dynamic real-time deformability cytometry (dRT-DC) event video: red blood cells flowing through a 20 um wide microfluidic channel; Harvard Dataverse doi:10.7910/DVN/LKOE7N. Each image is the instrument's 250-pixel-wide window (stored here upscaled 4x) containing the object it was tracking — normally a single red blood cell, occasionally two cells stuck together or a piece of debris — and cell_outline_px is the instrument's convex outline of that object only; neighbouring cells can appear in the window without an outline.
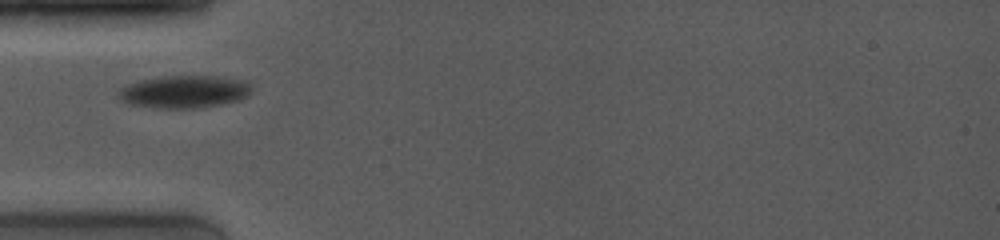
{"species": "common noctule bat (a hibernating species)", "species_latin": "Nyctalus noctula", "temperature_condition": "room temperature", "stored_images_in_passage": 34, "camera_frame_rate_fps": 4000, "um_per_image_px": 0.085, "animal": {"sex": "female", "body_mass_g": 19.0, "forearm_length_mm": 53.3}, "frame": {"image": 1, "passage_image": 1, "time_ms": 0.0, "image_size_px": [1000, 240], "cell_outline_px": [[252, 92], [248, 96], [240, 100], [220, 104], [196, 108], [160, 108], [128, 104], [120, 100], [116, 96], [120, 88], [128, 84], [140, 80], [164, 76], [212, 76], [244, 80], [252, 88]], "centroid_in_image_um": [15.64, 7.8], "position_along_channel_um": 69.4, "area_um2": 25.32}}
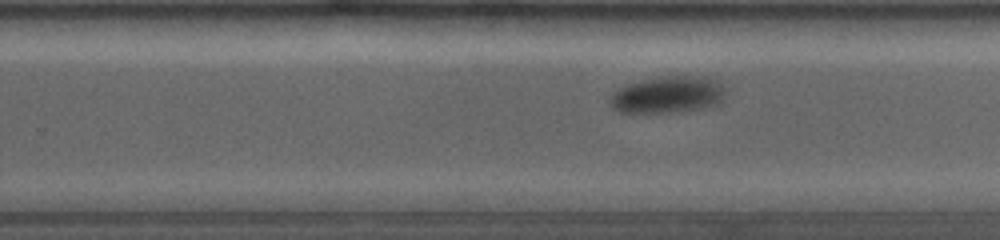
{"frame": {"image": 2, "passage_image": 19, "time_ms": 5.5, "image_size_px": [1000, 240], "cell_outline_px": [[728, 88], [720, 104], [680, 112], [620, 112], [612, 108], [608, 100], [620, 88], [628, 84], [644, 80], [664, 76], [704, 76], [716, 80], [724, 84]], "centroid_in_image_um": [56.84, 8.05], "position_along_channel_um": 273.0, "area_um2": 24.85}}
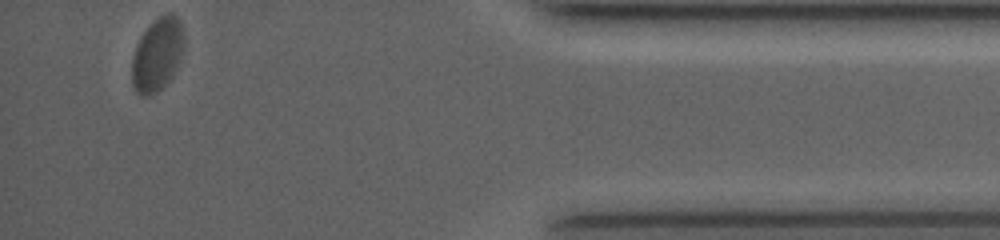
{"frame": {"image": 3, "passage_image": 34, "time_ms": 10.5, "image_size_px": [1000, 240], "cell_outline_px": [[184, 48], [180, 60], [172, 76], [156, 92], [148, 96], [144, 96], [136, 92], [132, 84], [132, 56], [136, 44], [140, 36], [152, 20], [156, 16], [164, 12], [172, 12], [180, 20], [184, 32]], "centroid_in_image_um": [13.38, 4.56], "position_along_channel_um": 421.8, "area_um2": 22.66}}